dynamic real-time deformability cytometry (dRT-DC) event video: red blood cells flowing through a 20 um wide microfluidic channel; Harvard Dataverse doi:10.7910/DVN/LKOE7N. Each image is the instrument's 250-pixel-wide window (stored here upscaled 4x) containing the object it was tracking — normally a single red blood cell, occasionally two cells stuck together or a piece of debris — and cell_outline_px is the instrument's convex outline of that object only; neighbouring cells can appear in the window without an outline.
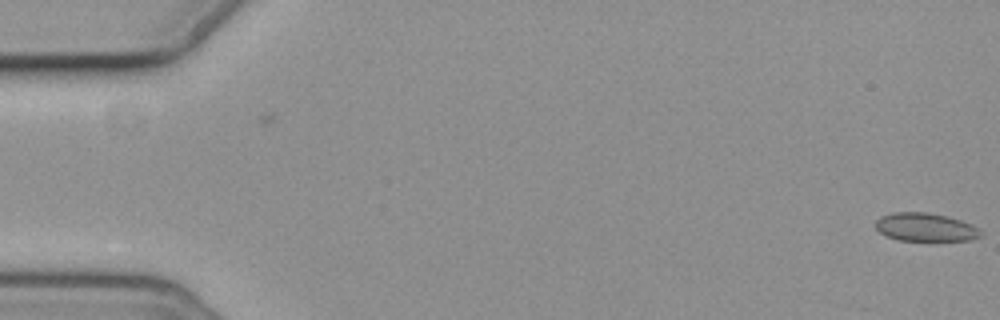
{"species": "common noctule bat (a hibernating species)", "species_latin": "Nyctalus noctula", "temperature_condition": "cold", "stored_images_in_passage": 2, "camera_frame_rate_fps": 3000, "um_per_image_px": 0.085, "animal": {"sex": "female", "body_mass_g": 19.3, "forearm_length_mm": 54.1}, "frame": {"image": 1, "passage_image": 2, "time_ms": 1.0, "image_size_px": [1000, 320], "cell_outline_px": [[984, 232], [980, 236], [972, 240], [900, 240], [888, 236], [880, 232], [876, 228], [876, 220], [880, 216], [892, 212], [924, 212], [948, 216], [972, 224]], "centroid_in_image_um": [78.68, 19.3], "position_along_channel_um": 6.3, "area_um2": 17.28}}